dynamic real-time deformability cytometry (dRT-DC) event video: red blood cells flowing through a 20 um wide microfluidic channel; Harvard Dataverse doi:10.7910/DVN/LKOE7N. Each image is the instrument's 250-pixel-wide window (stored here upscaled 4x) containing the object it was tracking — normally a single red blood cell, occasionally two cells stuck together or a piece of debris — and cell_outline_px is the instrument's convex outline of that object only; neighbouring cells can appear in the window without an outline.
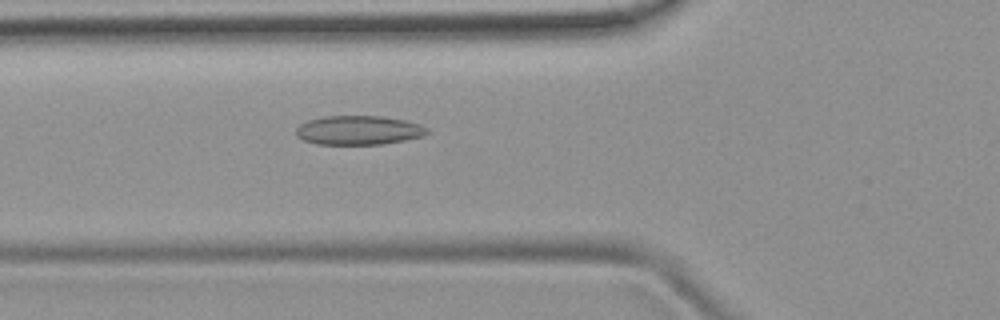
{"species": "common noctule bat (a hibernating species)", "species_latin": "Nyctalus noctula", "temperature_condition": "room temperature", "stored_images_in_passage": 49, "camera_frame_rate_fps": 3000, "um_per_image_px": 0.085, "animal": {"sex": "female", "body_mass_g": 19.9}, "frame": {"image": 1, "passage_image": 16, "time_ms": 5.0, "image_size_px": [1000, 320], "cell_outline_px": [[428, 132], [424, 136], [404, 140], [380, 144], [316, 144], [304, 140], [296, 136], [296, 128], [300, 124], [308, 120], [324, 116], [380, 116], [404, 120], [420, 124], [428, 128]], "centroid_in_image_um": [30.47, 11.07], "position_along_channel_um": 95.3, "area_um2": 22.2}}
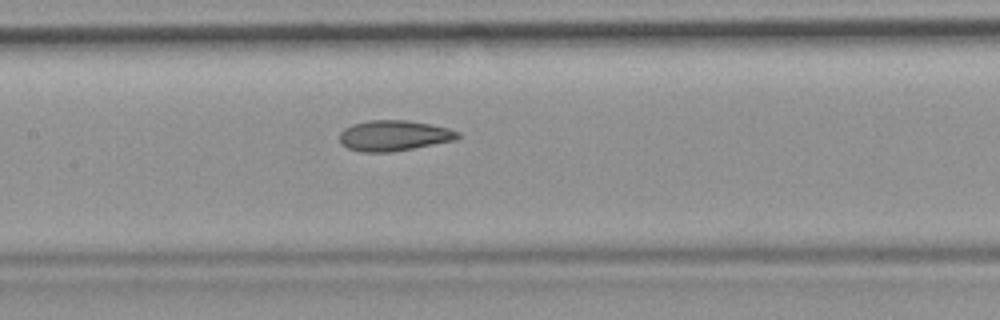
{"frame": {"image": 2, "passage_image": 22, "time_ms": 7.0, "image_size_px": [1000, 320], "cell_outline_px": [[460, 136], [456, 140], [392, 152], [364, 152], [348, 148], [340, 144], [340, 132], [344, 128], [352, 124], [368, 120], [408, 120], [432, 124], [448, 128], [460, 132]], "centroid_in_image_um": [33.49, 11.52], "position_along_channel_um": 173.9, "area_um2": 21.21}}
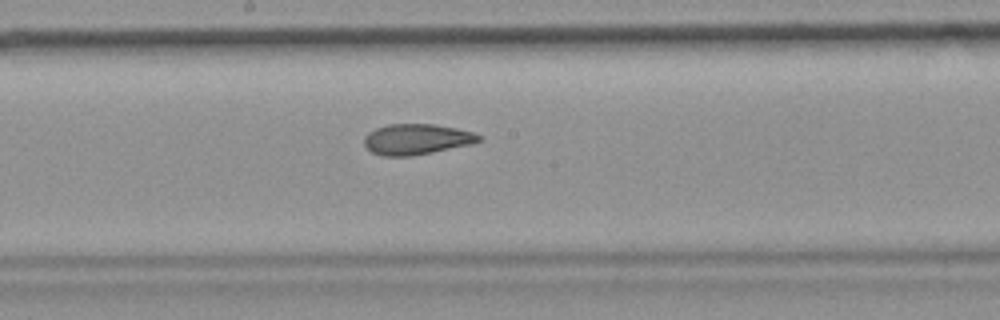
{"frame": {"image": 3, "passage_image": 25, "time_ms": 8.0, "image_size_px": [1000, 320], "cell_outline_px": [[484, 140], [472, 144], [412, 156], [384, 156], [372, 152], [364, 144], [364, 136], [368, 132], [376, 128], [388, 124], [432, 124], [456, 128], [472, 132], [484, 136]], "centroid_in_image_um": [35.44, 11.83], "position_along_channel_um": 212.8, "area_um2": 20.58}, "authors_computed_cell_mechanics": {"area_um2": 21.3282, "velocity_mm_per_s": 3.9096, "shape_relaxation_time_tau1_ms": 10.0223, "shape_relaxation_time_tau2_ms": 3.2376, "deformation_change_tau1": 0.2022, "deformation_change_tau2": 0.0995}}